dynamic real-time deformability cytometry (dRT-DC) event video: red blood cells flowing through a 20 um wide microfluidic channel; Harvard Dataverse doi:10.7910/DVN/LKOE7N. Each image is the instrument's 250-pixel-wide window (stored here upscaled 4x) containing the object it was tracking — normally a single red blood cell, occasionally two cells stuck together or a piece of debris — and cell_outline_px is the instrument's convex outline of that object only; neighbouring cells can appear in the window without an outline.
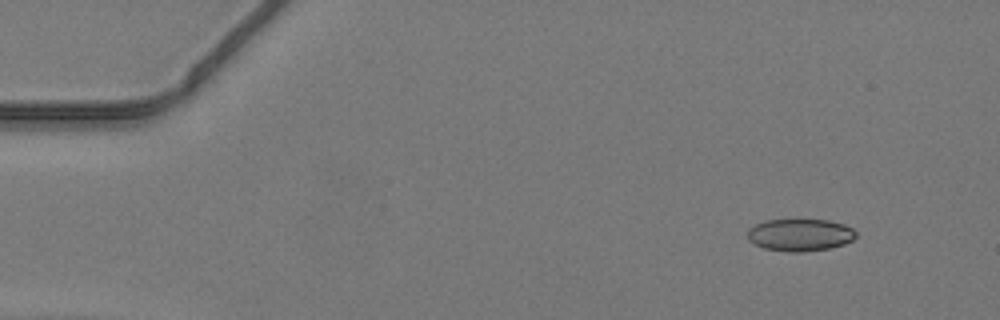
{"species": "common noctule bat (a hibernating species)", "species_latin": "Nyctalus noctula", "temperature_condition": "warm", "stored_images_in_passage": 45, "camera_frame_rate_fps": 3000, "um_per_image_px": 0.085, "animal": {"sex": "male", "body_mass_g": 19.2, "forearm_length_mm": 51.8}, "frame": {"image": 1, "passage_image": 2, "time_ms": 0.333, "image_size_px": [1000, 320], "cell_outline_px": [[856, 236], [852, 240], [844, 244], [828, 248], [800, 252], [788, 252], [764, 248], [748, 240], [748, 228], [764, 220], [828, 220], [844, 224], [852, 228], [856, 232]], "centroid_in_image_um": [68.0, 19.96], "position_along_channel_um": 17.0, "area_um2": 20.29}}
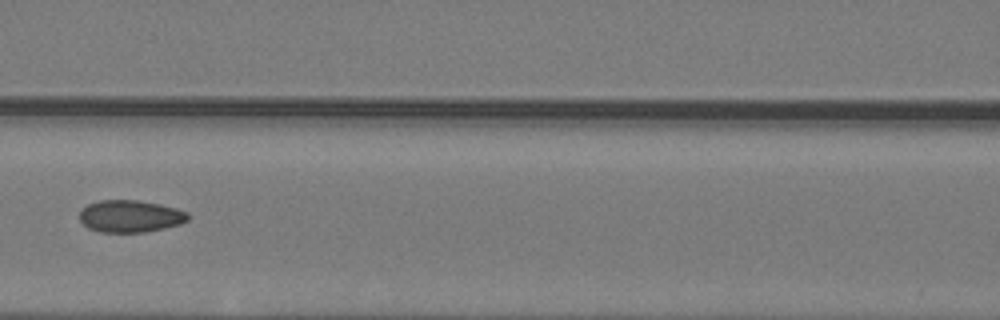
{"frame": {"image": 2, "passage_image": 19, "time_ms": 6.0, "image_size_px": [1000, 320], "cell_outline_px": [[188, 220], [180, 224], [164, 228], [144, 232], [100, 232], [88, 228], [80, 220], [80, 212], [88, 204], [100, 200], [140, 200], [160, 204], [176, 208], [188, 212]], "centroid_in_image_um": [11.08, 18.37], "position_along_channel_um": 155.5, "area_um2": 20.29}}
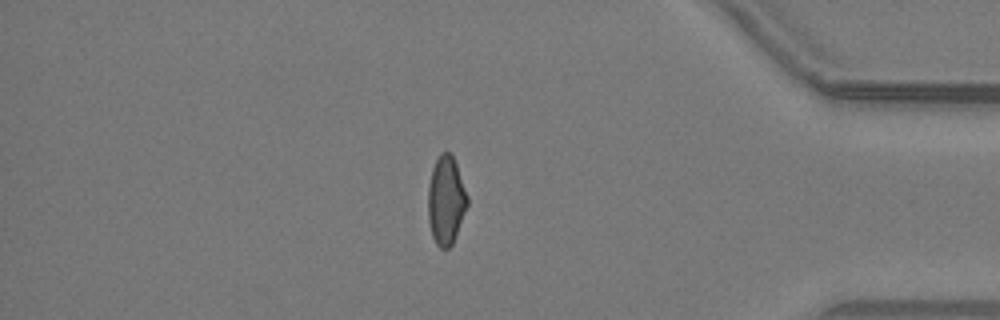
{"frame": {"image": 3, "passage_image": 38, "time_ms": 12.333, "image_size_px": [1000, 320], "cell_outline_px": [[468, 204], [456, 236], [452, 244], [448, 248], [440, 248], [436, 244], [432, 236], [428, 220], [428, 188], [432, 168], [440, 152], [448, 152], [452, 156], [456, 164], [468, 196]], "centroid_in_image_um": [37.9, 17.05], "position_along_channel_um": 397.3, "area_um2": 20.23}}